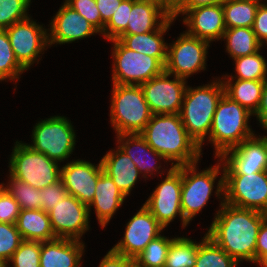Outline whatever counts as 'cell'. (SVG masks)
Segmentation results:
<instances>
[{
	"label": "cell",
	"mask_w": 267,
	"mask_h": 267,
	"mask_svg": "<svg viewBox=\"0 0 267 267\" xmlns=\"http://www.w3.org/2000/svg\"><path fill=\"white\" fill-rule=\"evenodd\" d=\"M171 16L172 12L156 0H132L128 26L121 35H139L155 31Z\"/></svg>",
	"instance_id": "cell-21"
},
{
	"label": "cell",
	"mask_w": 267,
	"mask_h": 267,
	"mask_svg": "<svg viewBox=\"0 0 267 267\" xmlns=\"http://www.w3.org/2000/svg\"><path fill=\"white\" fill-rule=\"evenodd\" d=\"M132 9V0H122L119 8L116 10L111 19L105 24L101 33L106 40L117 39L128 26L129 11Z\"/></svg>",
	"instance_id": "cell-39"
},
{
	"label": "cell",
	"mask_w": 267,
	"mask_h": 267,
	"mask_svg": "<svg viewBox=\"0 0 267 267\" xmlns=\"http://www.w3.org/2000/svg\"><path fill=\"white\" fill-rule=\"evenodd\" d=\"M82 240L56 238L41 242L40 267H81Z\"/></svg>",
	"instance_id": "cell-22"
},
{
	"label": "cell",
	"mask_w": 267,
	"mask_h": 267,
	"mask_svg": "<svg viewBox=\"0 0 267 267\" xmlns=\"http://www.w3.org/2000/svg\"><path fill=\"white\" fill-rule=\"evenodd\" d=\"M113 43V84L141 85L161 74L165 66L156 58L126 48L118 39Z\"/></svg>",
	"instance_id": "cell-8"
},
{
	"label": "cell",
	"mask_w": 267,
	"mask_h": 267,
	"mask_svg": "<svg viewBox=\"0 0 267 267\" xmlns=\"http://www.w3.org/2000/svg\"><path fill=\"white\" fill-rule=\"evenodd\" d=\"M254 115L258 119L260 126L267 130V79L263 86L260 106Z\"/></svg>",
	"instance_id": "cell-48"
},
{
	"label": "cell",
	"mask_w": 267,
	"mask_h": 267,
	"mask_svg": "<svg viewBox=\"0 0 267 267\" xmlns=\"http://www.w3.org/2000/svg\"><path fill=\"white\" fill-rule=\"evenodd\" d=\"M259 4V2L248 0H225L222 8L226 29L252 28Z\"/></svg>",
	"instance_id": "cell-30"
},
{
	"label": "cell",
	"mask_w": 267,
	"mask_h": 267,
	"mask_svg": "<svg viewBox=\"0 0 267 267\" xmlns=\"http://www.w3.org/2000/svg\"><path fill=\"white\" fill-rule=\"evenodd\" d=\"M222 79L224 94L254 115L260 106L265 80Z\"/></svg>",
	"instance_id": "cell-28"
},
{
	"label": "cell",
	"mask_w": 267,
	"mask_h": 267,
	"mask_svg": "<svg viewBox=\"0 0 267 267\" xmlns=\"http://www.w3.org/2000/svg\"><path fill=\"white\" fill-rule=\"evenodd\" d=\"M182 0H169V10L173 12L175 7L181 2Z\"/></svg>",
	"instance_id": "cell-51"
},
{
	"label": "cell",
	"mask_w": 267,
	"mask_h": 267,
	"mask_svg": "<svg viewBox=\"0 0 267 267\" xmlns=\"http://www.w3.org/2000/svg\"><path fill=\"white\" fill-rule=\"evenodd\" d=\"M169 9V0H156Z\"/></svg>",
	"instance_id": "cell-52"
},
{
	"label": "cell",
	"mask_w": 267,
	"mask_h": 267,
	"mask_svg": "<svg viewBox=\"0 0 267 267\" xmlns=\"http://www.w3.org/2000/svg\"><path fill=\"white\" fill-rule=\"evenodd\" d=\"M40 251V241L23 240L6 266L12 262L13 267H40Z\"/></svg>",
	"instance_id": "cell-38"
},
{
	"label": "cell",
	"mask_w": 267,
	"mask_h": 267,
	"mask_svg": "<svg viewBox=\"0 0 267 267\" xmlns=\"http://www.w3.org/2000/svg\"><path fill=\"white\" fill-rule=\"evenodd\" d=\"M238 267V262L218 246L207 233L199 243L195 267Z\"/></svg>",
	"instance_id": "cell-31"
},
{
	"label": "cell",
	"mask_w": 267,
	"mask_h": 267,
	"mask_svg": "<svg viewBox=\"0 0 267 267\" xmlns=\"http://www.w3.org/2000/svg\"><path fill=\"white\" fill-rule=\"evenodd\" d=\"M0 267H6V263L0 259Z\"/></svg>",
	"instance_id": "cell-53"
},
{
	"label": "cell",
	"mask_w": 267,
	"mask_h": 267,
	"mask_svg": "<svg viewBox=\"0 0 267 267\" xmlns=\"http://www.w3.org/2000/svg\"><path fill=\"white\" fill-rule=\"evenodd\" d=\"M260 50L256 53L234 59L236 75L224 78L242 80H266L267 63ZM227 76V77H226Z\"/></svg>",
	"instance_id": "cell-33"
},
{
	"label": "cell",
	"mask_w": 267,
	"mask_h": 267,
	"mask_svg": "<svg viewBox=\"0 0 267 267\" xmlns=\"http://www.w3.org/2000/svg\"><path fill=\"white\" fill-rule=\"evenodd\" d=\"M209 46L208 41L186 32L180 34L173 44L167 46L165 71L185 80L194 73L204 71Z\"/></svg>",
	"instance_id": "cell-12"
},
{
	"label": "cell",
	"mask_w": 267,
	"mask_h": 267,
	"mask_svg": "<svg viewBox=\"0 0 267 267\" xmlns=\"http://www.w3.org/2000/svg\"><path fill=\"white\" fill-rule=\"evenodd\" d=\"M166 178L155 188L144 206L157 221L166 228L179 215L182 228L189 223L183 218L181 210L182 165L168 169Z\"/></svg>",
	"instance_id": "cell-11"
},
{
	"label": "cell",
	"mask_w": 267,
	"mask_h": 267,
	"mask_svg": "<svg viewBox=\"0 0 267 267\" xmlns=\"http://www.w3.org/2000/svg\"><path fill=\"white\" fill-rule=\"evenodd\" d=\"M251 116L254 115L246 108L223 94L217 103L208 137L214 145L215 158L255 135L248 125Z\"/></svg>",
	"instance_id": "cell-4"
},
{
	"label": "cell",
	"mask_w": 267,
	"mask_h": 267,
	"mask_svg": "<svg viewBox=\"0 0 267 267\" xmlns=\"http://www.w3.org/2000/svg\"><path fill=\"white\" fill-rule=\"evenodd\" d=\"M112 85L109 116L116 135L140 133L152 116L141 86Z\"/></svg>",
	"instance_id": "cell-5"
},
{
	"label": "cell",
	"mask_w": 267,
	"mask_h": 267,
	"mask_svg": "<svg viewBox=\"0 0 267 267\" xmlns=\"http://www.w3.org/2000/svg\"><path fill=\"white\" fill-rule=\"evenodd\" d=\"M267 253V217L262 221L255 247V262Z\"/></svg>",
	"instance_id": "cell-47"
},
{
	"label": "cell",
	"mask_w": 267,
	"mask_h": 267,
	"mask_svg": "<svg viewBox=\"0 0 267 267\" xmlns=\"http://www.w3.org/2000/svg\"><path fill=\"white\" fill-rule=\"evenodd\" d=\"M183 17V23L188 26L187 34L211 43L222 39L226 30L222 4L200 6L193 9H174L172 17Z\"/></svg>",
	"instance_id": "cell-18"
},
{
	"label": "cell",
	"mask_w": 267,
	"mask_h": 267,
	"mask_svg": "<svg viewBox=\"0 0 267 267\" xmlns=\"http://www.w3.org/2000/svg\"><path fill=\"white\" fill-rule=\"evenodd\" d=\"M104 173H106L117 188L127 197L132 188H134L138 175L140 174L138 168L132 159L122 152L119 148L117 150H110L101 159Z\"/></svg>",
	"instance_id": "cell-24"
},
{
	"label": "cell",
	"mask_w": 267,
	"mask_h": 267,
	"mask_svg": "<svg viewBox=\"0 0 267 267\" xmlns=\"http://www.w3.org/2000/svg\"><path fill=\"white\" fill-rule=\"evenodd\" d=\"M255 263L261 267H267V253L262 255Z\"/></svg>",
	"instance_id": "cell-50"
},
{
	"label": "cell",
	"mask_w": 267,
	"mask_h": 267,
	"mask_svg": "<svg viewBox=\"0 0 267 267\" xmlns=\"http://www.w3.org/2000/svg\"><path fill=\"white\" fill-rule=\"evenodd\" d=\"M140 135L173 166L200 160L201 149L187 133L179 114H152Z\"/></svg>",
	"instance_id": "cell-2"
},
{
	"label": "cell",
	"mask_w": 267,
	"mask_h": 267,
	"mask_svg": "<svg viewBox=\"0 0 267 267\" xmlns=\"http://www.w3.org/2000/svg\"><path fill=\"white\" fill-rule=\"evenodd\" d=\"M67 194L68 193L61 179L55 184L40 189L41 209L48 213L52 208H54V205H56L58 201H61Z\"/></svg>",
	"instance_id": "cell-43"
},
{
	"label": "cell",
	"mask_w": 267,
	"mask_h": 267,
	"mask_svg": "<svg viewBox=\"0 0 267 267\" xmlns=\"http://www.w3.org/2000/svg\"><path fill=\"white\" fill-rule=\"evenodd\" d=\"M226 43V52L234 60L238 57L256 53L262 48L252 28H228L222 36Z\"/></svg>",
	"instance_id": "cell-29"
},
{
	"label": "cell",
	"mask_w": 267,
	"mask_h": 267,
	"mask_svg": "<svg viewBox=\"0 0 267 267\" xmlns=\"http://www.w3.org/2000/svg\"><path fill=\"white\" fill-rule=\"evenodd\" d=\"M49 25L48 42L52 44H65L78 41L100 33L84 17L78 14L65 2L59 8Z\"/></svg>",
	"instance_id": "cell-20"
},
{
	"label": "cell",
	"mask_w": 267,
	"mask_h": 267,
	"mask_svg": "<svg viewBox=\"0 0 267 267\" xmlns=\"http://www.w3.org/2000/svg\"><path fill=\"white\" fill-rule=\"evenodd\" d=\"M26 69L18 62L6 30H0V81L16 80Z\"/></svg>",
	"instance_id": "cell-35"
},
{
	"label": "cell",
	"mask_w": 267,
	"mask_h": 267,
	"mask_svg": "<svg viewBox=\"0 0 267 267\" xmlns=\"http://www.w3.org/2000/svg\"><path fill=\"white\" fill-rule=\"evenodd\" d=\"M218 161L220 163L200 172L197 171L198 162L182 165L181 210L188 223L207 205L211 197L215 180L223 169L222 160L219 158Z\"/></svg>",
	"instance_id": "cell-9"
},
{
	"label": "cell",
	"mask_w": 267,
	"mask_h": 267,
	"mask_svg": "<svg viewBox=\"0 0 267 267\" xmlns=\"http://www.w3.org/2000/svg\"><path fill=\"white\" fill-rule=\"evenodd\" d=\"M223 174H244L267 171V136L253 137L225 152ZM225 161V162H224Z\"/></svg>",
	"instance_id": "cell-17"
},
{
	"label": "cell",
	"mask_w": 267,
	"mask_h": 267,
	"mask_svg": "<svg viewBox=\"0 0 267 267\" xmlns=\"http://www.w3.org/2000/svg\"><path fill=\"white\" fill-rule=\"evenodd\" d=\"M248 1H255V2H262V0H248Z\"/></svg>",
	"instance_id": "cell-54"
},
{
	"label": "cell",
	"mask_w": 267,
	"mask_h": 267,
	"mask_svg": "<svg viewBox=\"0 0 267 267\" xmlns=\"http://www.w3.org/2000/svg\"><path fill=\"white\" fill-rule=\"evenodd\" d=\"M23 241L16 224L0 222V259L6 264Z\"/></svg>",
	"instance_id": "cell-40"
},
{
	"label": "cell",
	"mask_w": 267,
	"mask_h": 267,
	"mask_svg": "<svg viewBox=\"0 0 267 267\" xmlns=\"http://www.w3.org/2000/svg\"><path fill=\"white\" fill-rule=\"evenodd\" d=\"M225 0H182L175 9H193L200 6L222 4Z\"/></svg>",
	"instance_id": "cell-49"
},
{
	"label": "cell",
	"mask_w": 267,
	"mask_h": 267,
	"mask_svg": "<svg viewBox=\"0 0 267 267\" xmlns=\"http://www.w3.org/2000/svg\"><path fill=\"white\" fill-rule=\"evenodd\" d=\"M16 226L23 240L45 242L57 238L48 213L42 209H21Z\"/></svg>",
	"instance_id": "cell-27"
},
{
	"label": "cell",
	"mask_w": 267,
	"mask_h": 267,
	"mask_svg": "<svg viewBox=\"0 0 267 267\" xmlns=\"http://www.w3.org/2000/svg\"><path fill=\"white\" fill-rule=\"evenodd\" d=\"M31 0H0V30L30 17L28 8Z\"/></svg>",
	"instance_id": "cell-37"
},
{
	"label": "cell",
	"mask_w": 267,
	"mask_h": 267,
	"mask_svg": "<svg viewBox=\"0 0 267 267\" xmlns=\"http://www.w3.org/2000/svg\"><path fill=\"white\" fill-rule=\"evenodd\" d=\"M133 261L112 249L101 260L99 267H132Z\"/></svg>",
	"instance_id": "cell-46"
},
{
	"label": "cell",
	"mask_w": 267,
	"mask_h": 267,
	"mask_svg": "<svg viewBox=\"0 0 267 267\" xmlns=\"http://www.w3.org/2000/svg\"><path fill=\"white\" fill-rule=\"evenodd\" d=\"M65 3L101 33V16L95 0H65Z\"/></svg>",
	"instance_id": "cell-41"
},
{
	"label": "cell",
	"mask_w": 267,
	"mask_h": 267,
	"mask_svg": "<svg viewBox=\"0 0 267 267\" xmlns=\"http://www.w3.org/2000/svg\"><path fill=\"white\" fill-rule=\"evenodd\" d=\"M165 70L141 84L145 100L152 114H179L187 89L186 81Z\"/></svg>",
	"instance_id": "cell-13"
},
{
	"label": "cell",
	"mask_w": 267,
	"mask_h": 267,
	"mask_svg": "<svg viewBox=\"0 0 267 267\" xmlns=\"http://www.w3.org/2000/svg\"><path fill=\"white\" fill-rule=\"evenodd\" d=\"M101 16V33L105 24L111 19L119 8L122 0H95Z\"/></svg>",
	"instance_id": "cell-45"
},
{
	"label": "cell",
	"mask_w": 267,
	"mask_h": 267,
	"mask_svg": "<svg viewBox=\"0 0 267 267\" xmlns=\"http://www.w3.org/2000/svg\"><path fill=\"white\" fill-rule=\"evenodd\" d=\"M171 16L159 29L145 34L120 35L117 39L128 49L137 53L156 57L164 66L167 60V43L164 33L174 22Z\"/></svg>",
	"instance_id": "cell-26"
},
{
	"label": "cell",
	"mask_w": 267,
	"mask_h": 267,
	"mask_svg": "<svg viewBox=\"0 0 267 267\" xmlns=\"http://www.w3.org/2000/svg\"><path fill=\"white\" fill-rule=\"evenodd\" d=\"M10 40L11 47L18 62L26 69L37 60L39 54L49 46L48 29L43 28L30 17L19 21L5 29Z\"/></svg>",
	"instance_id": "cell-14"
},
{
	"label": "cell",
	"mask_w": 267,
	"mask_h": 267,
	"mask_svg": "<svg viewBox=\"0 0 267 267\" xmlns=\"http://www.w3.org/2000/svg\"><path fill=\"white\" fill-rule=\"evenodd\" d=\"M7 191L19 203L20 209H41L40 190L9 175Z\"/></svg>",
	"instance_id": "cell-36"
},
{
	"label": "cell",
	"mask_w": 267,
	"mask_h": 267,
	"mask_svg": "<svg viewBox=\"0 0 267 267\" xmlns=\"http://www.w3.org/2000/svg\"><path fill=\"white\" fill-rule=\"evenodd\" d=\"M165 229L144 206L126 224L123 239L111 249L133 261Z\"/></svg>",
	"instance_id": "cell-16"
},
{
	"label": "cell",
	"mask_w": 267,
	"mask_h": 267,
	"mask_svg": "<svg viewBox=\"0 0 267 267\" xmlns=\"http://www.w3.org/2000/svg\"><path fill=\"white\" fill-rule=\"evenodd\" d=\"M199 242L176 237L168 249L165 267H195Z\"/></svg>",
	"instance_id": "cell-32"
},
{
	"label": "cell",
	"mask_w": 267,
	"mask_h": 267,
	"mask_svg": "<svg viewBox=\"0 0 267 267\" xmlns=\"http://www.w3.org/2000/svg\"><path fill=\"white\" fill-rule=\"evenodd\" d=\"M59 167V163L45 154L34 151L26 143L16 141L10 156L9 174L40 190L60 180Z\"/></svg>",
	"instance_id": "cell-6"
},
{
	"label": "cell",
	"mask_w": 267,
	"mask_h": 267,
	"mask_svg": "<svg viewBox=\"0 0 267 267\" xmlns=\"http://www.w3.org/2000/svg\"><path fill=\"white\" fill-rule=\"evenodd\" d=\"M48 215L57 238L80 240L90 228L88 206L69 194L58 201Z\"/></svg>",
	"instance_id": "cell-15"
},
{
	"label": "cell",
	"mask_w": 267,
	"mask_h": 267,
	"mask_svg": "<svg viewBox=\"0 0 267 267\" xmlns=\"http://www.w3.org/2000/svg\"><path fill=\"white\" fill-rule=\"evenodd\" d=\"M175 238L169 239L164 235L158 236L133 260V266L165 267L168 249Z\"/></svg>",
	"instance_id": "cell-34"
},
{
	"label": "cell",
	"mask_w": 267,
	"mask_h": 267,
	"mask_svg": "<svg viewBox=\"0 0 267 267\" xmlns=\"http://www.w3.org/2000/svg\"><path fill=\"white\" fill-rule=\"evenodd\" d=\"M224 202L267 214V171L224 174Z\"/></svg>",
	"instance_id": "cell-10"
},
{
	"label": "cell",
	"mask_w": 267,
	"mask_h": 267,
	"mask_svg": "<svg viewBox=\"0 0 267 267\" xmlns=\"http://www.w3.org/2000/svg\"><path fill=\"white\" fill-rule=\"evenodd\" d=\"M252 29L262 46L267 44V4L264 2L256 10Z\"/></svg>",
	"instance_id": "cell-44"
},
{
	"label": "cell",
	"mask_w": 267,
	"mask_h": 267,
	"mask_svg": "<svg viewBox=\"0 0 267 267\" xmlns=\"http://www.w3.org/2000/svg\"><path fill=\"white\" fill-rule=\"evenodd\" d=\"M4 185V183L0 184V222L16 224L21 209Z\"/></svg>",
	"instance_id": "cell-42"
},
{
	"label": "cell",
	"mask_w": 267,
	"mask_h": 267,
	"mask_svg": "<svg viewBox=\"0 0 267 267\" xmlns=\"http://www.w3.org/2000/svg\"><path fill=\"white\" fill-rule=\"evenodd\" d=\"M216 186L215 195L222 199L221 207L207 230V236L238 263L245 260L255 264L257 236L267 214L225 203L221 197L224 196V174Z\"/></svg>",
	"instance_id": "cell-1"
},
{
	"label": "cell",
	"mask_w": 267,
	"mask_h": 267,
	"mask_svg": "<svg viewBox=\"0 0 267 267\" xmlns=\"http://www.w3.org/2000/svg\"><path fill=\"white\" fill-rule=\"evenodd\" d=\"M125 198L126 196L117 188L113 180L103 172L97 180L94 199L88 208L91 211V207L94 206L98 223L104 228Z\"/></svg>",
	"instance_id": "cell-25"
},
{
	"label": "cell",
	"mask_w": 267,
	"mask_h": 267,
	"mask_svg": "<svg viewBox=\"0 0 267 267\" xmlns=\"http://www.w3.org/2000/svg\"><path fill=\"white\" fill-rule=\"evenodd\" d=\"M224 94L222 79L198 87L187 86L180 110V118L187 133L200 146L209 137L218 101Z\"/></svg>",
	"instance_id": "cell-3"
},
{
	"label": "cell",
	"mask_w": 267,
	"mask_h": 267,
	"mask_svg": "<svg viewBox=\"0 0 267 267\" xmlns=\"http://www.w3.org/2000/svg\"><path fill=\"white\" fill-rule=\"evenodd\" d=\"M116 136L117 145L119 144V146L117 147L132 159L140 174L142 173V177L148 178L150 177V175H153L154 171L158 172V170H160L161 168V164L157 166L159 160L163 159L165 160V162H167V160L162 155H160L152 147H150V145L145 141L140 133L120 134ZM146 155L148 157L153 156L152 160L151 157L150 159H147ZM148 173L149 176L147 177Z\"/></svg>",
	"instance_id": "cell-23"
},
{
	"label": "cell",
	"mask_w": 267,
	"mask_h": 267,
	"mask_svg": "<svg viewBox=\"0 0 267 267\" xmlns=\"http://www.w3.org/2000/svg\"><path fill=\"white\" fill-rule=\"evenodd\" d=\"M103 172L101 160L96 166L77 159L63 165L60 179L69 195L89 206L94 199L97 180Z\"/></svg>",
	"instance_id": "cell-19"
},
{
	"label": "cell",
	"mask_w": 267,
	"mask_h": 267,
	"mask_svg": "<svg viewBox=\"0 0 267 267\" xmlns=\"http://www.w3.org/2000/svg\"><path fill=\"white\" fill-rule=\"evenodd\" d=\"M74 127L64 116H53L35 124L31 149L41 152L55 162H62L72 154L76 134Z\"/></svg>",
	"instance_id": "cell-7"
}]
</instances>
